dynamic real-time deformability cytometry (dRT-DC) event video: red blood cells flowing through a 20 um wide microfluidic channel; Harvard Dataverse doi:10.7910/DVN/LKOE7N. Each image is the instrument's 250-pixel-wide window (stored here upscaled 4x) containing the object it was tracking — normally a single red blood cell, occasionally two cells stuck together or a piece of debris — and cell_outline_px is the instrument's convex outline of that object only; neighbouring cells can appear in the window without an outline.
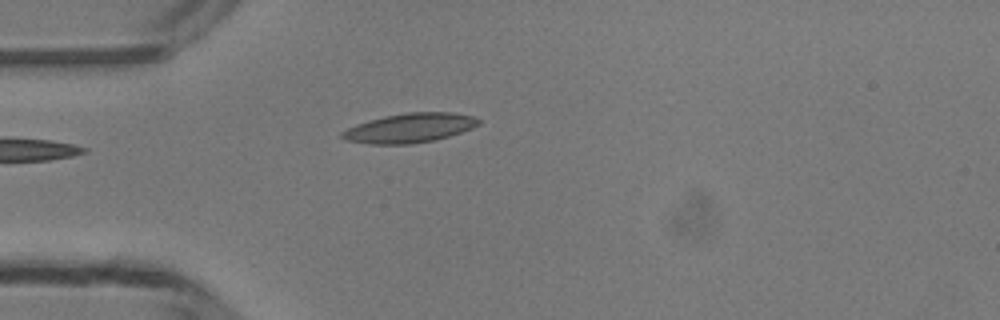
{"species": "common noctule bat (a hibernating species)", "species_latin": "Nyctalus noctula", "temperature_condition": "room temperature", "stored_images_in_passage": 36, "camera_frame_rate_fps": 3000, "um_per_image_px": 0.085, "animal": {"sex": "male", "body_mass_g": 13.3}, "frame": {"image": 1, "passage_image": 1, "time_ms": 0.0, "image_size_px": [1000, 320], "cell_outline_px": [[480, 124], [472, 128], [436, 140], [408, 144], [372, 144], [344, 140], [340, 136], [340, 132], [356, 124], [384, 116], [408, 112], [452, 112], [472, 116], [480, 120]], "centroid_in_image_um": [34.8, 10.88], "position_along_channel_um": 50.2, "area_um2": 23.29}}
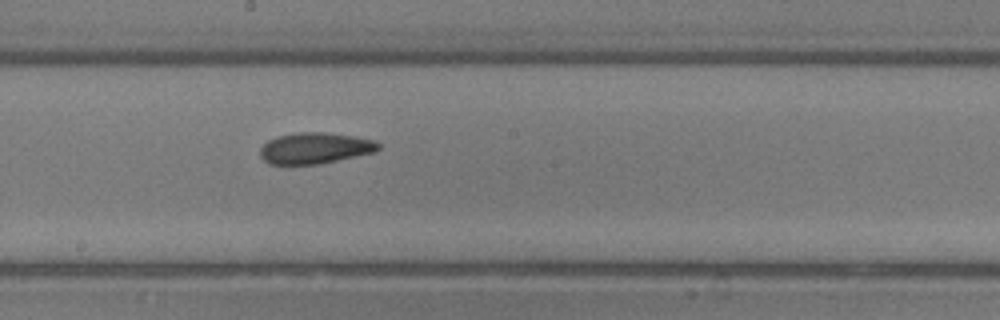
{"frame": {"image": 2, "passage_image": 14, "time_ms": 4.333, "image_size_px": [1000, 320], "cell_outline_px": [[380, 148], [372, 152], [320, 164], [268, 164], [260, 156], [260, 148], [268, 140], [276, 136], [296, 132], [324, 132], [352, 136], [372, 140], [380, 144]], "centroid_in_image_um": [26.71, 12.59], "position_along_channel_um": 221.5, "area_um2": 21.27}}
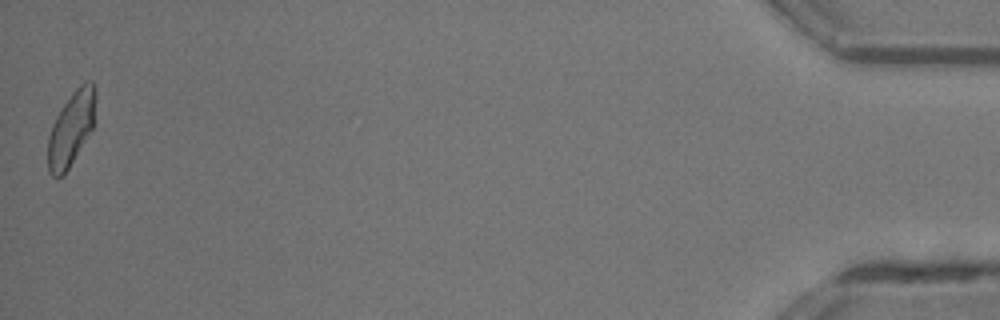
{"frame": {"image": 3, "passage_image": 36, "time_ms": 11.667, "image_size_px": [1000, 320], "cell_outline_px": [[96, 96], [92, 128], [64, 176], [52, 176], [48, 172], [48, 136], [52, 124], [56, 116], [72, 92], [84, 80], [92, 80], [96, 88]], "centroid_in_image_um": [6.05, 10.9], "position_along_channel_um": 429.2, "area_um2": 20.52}, "authors_computed_cell_mechanics": {"area_um2": 21.2704, "velocity_mm_per_s": 4.2057, "shape_relaxation_time_tau1_ms": null, "shape_relaxation_time_tau2_ms": 3.8382, "deformation_change_tau1": null, "deformation_change_tau2": 0.1101}}